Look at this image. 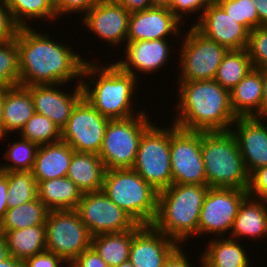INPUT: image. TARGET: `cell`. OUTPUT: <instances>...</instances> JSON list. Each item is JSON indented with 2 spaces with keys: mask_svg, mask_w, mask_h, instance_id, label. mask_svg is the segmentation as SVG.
Here are the masks:
<instances>
[{
  "mask_svg": "<svg viewBox=\"0 0 267 267\" xmlns=\"http://www.w3.org/2000/svg\"><path fill=\"white\" fill-rule=\"evenodd\" d=\"M50 38L49 34H41L31 26L18 29L15 40L19 52L20 86L81 83L86 57L83 59L69 45Z\"/></svg>",
  "mask_w": 267,
  "mask_h": 267,
  "instance_id": "1",
  "label": "cell"
},
{
  "mask_svg": "<svg viewBox=\"0 0 267 267\" xmlns=\"http://www.w3.org/2000/svg\"><path fill=\"white\" fill-rule=\"evenodd\" d=\"M177 84V115L173 116L171 122L181 129L191 131L231 130L237 117L231 106L229 90L214 79Z\"/></svg>",
  "mask_w": 267,
  "mask_h": 267,
  "instance_id": "2",
  "label": "cell"
},
{
  "mask_svg": "<svg viewBox=\"0 0 267 267\" xmlns=\"http://www.w3.org/2000/svg\"><path fill=\"white\" fill-rule=\"evenodd\" d=\"M138 84L135 76L122 71L114 62L106 66L90 60L84 63L81 79L84 97L109 119L128 118L145 111L132 108Z\"/></svg>",
  "mask_w": 267,
  "mask_h": 267,
  "instance_id": "3",
  "label": "cell"
},
{
  "mask_svg": "<svg viewBox=\"0 0 267 267\" xmlns=\"http://www.w3.org/2000/svg\"><path fill=\"white\" fill-rule=\"evenodd\" d=\"M208 190L207 185L172 183L158 192L157 214L151 225L185 246L186 241L198 236L200 211Z\"/></svg>",
  "mask_w": 267,
  "mask_h": 267,
  "instance_id": "4",
  "label": "cell"
},
{
  "mask_svg": "<svg viewBox=\"0 0 267 267\" xmlns=\"http://www.w3.org/2000/svg\"><path fill=\"white\" fill-rule=\"evenodd\" d=\"M201 152L208 187L248 189L249 174L231 130L201 131Z\"/></svg>",
  "mask_w": 267,
  "mask_h": 267,
  "instance_id": "5",
  "label": "cell"
},
{
  "mask_svg": "<svg viewBox=\"0 0 267 267\" xmlns=\"http://www.w3.org/2000/svg\"><path fill=\"white\" fill-rule=\"evenodd\" d=\"M103 192L140 225H151L157 214L158 191L133 169L106 170Z\"/></svg>",
  "mask_w": 267,
  "mask_h": 267,
  "instance_id": "6",
  "label": "cell"
},
{
  "mask_svg": "<svg viewBox=\"0 0 267 267\" xmlns=\"http://www.w3.org/2000/svg\"><path fill=\"white\" fill-rule=\"evenodd\" d=\"M146 110L123 119H110L98 156L106 170L132 169L143 132L152 124Z\"/></svg>",
  "mask_w": 267,
  "mask_h": 267,
  "instance_id": "7",
  "label": "cell"
},
{
  "mask_svg": "<svg viewBox=\"0 0 267 267\" xmlns=\"http://www.w3.org/2000/svg\"><path fill=\"white\" fill-rule=\"evenodd\" d=\"M132 169L158 192L171 186L170 126L154 122L143 132Z\"/></svg>",
  "mask_w": 267,
  "mask_h": 267,
  "instance_id": "8",
  "label": "cell"
},
{
  "mask_svg": "<svg viewBox=\"0 0 267 267\" xmlns=\"http://www.w3.org/2000/svg\"><path fill=\"white\" fill-rule=\"evenodd\" d=\"M189 27V31L182 32H185V36H179L183 43L178 50V82L214 79L221 61L229 50L203 36L192 25Z\"/></svg>",
  "mask_w": 267,
  "mask_h": 267,
  "instance_id": "9",
  "label": "cell"
},
{
  "mask_svg": "<svg viewBox=\"0 0 267 267\" xmlns=\"http://www.w3.org/2000/svg\"><path fill=\"white\" fill-rule=\"evenodd\" d=\"M46 251L59 256L64 262H73L91 247L92 236L77 211H49L45 222Z\"/></svg>",
  "mask_w": 267,
  "mask_h": 267,
  "instance_id": "10",
  "label": "cell"
},
{
  "mask_svg": "<svg viewBox=\"0 0 267 267\" xmlns=\"http://www.w3.org/2000/svg\"><path fill=\"white\" fill-rule=\"evenodd\" d=\"M172 183L207 185L201 132L184 130L170 122Z\"/></svg>",
  "mask_w": 267,
  "mask_h": 267,
  "instance_id": "11",
  "label": "cell"
},
{
  "mask_svg": "<svg viewBox=\"0 0 267 267\" xmlns=\"http://www.w3.org/2000/svg\"><path fill=\"white\" fill-rule=\"evenodd\" d=\"M247 196L244 189L209 187L200 211L198 236L206 237L213 233L214 237L230 235L239 207Z\"/></svg>",
  "mask_w": 267,
  "mask_h": 267,
  "instance_id": "12",
  "label": "cell"
},
{
  "mask_svg": "<svg viewBox=\"0 0 267 267\" xmlns=\"http://www.w3.org/2000/svg\"><path fill=\"white\" fill-rule=\"evenodd\" d=\"M109 120L83 97L61 129V140L75 152L99 154Z\"/></svg>",
  "mask_w": 267,
  "mask_h": 267,
  "instance_id": "13",
  "label": "cell"
},
{
  "mask_svg": "<svg viewBox=\"0 0 267 267\" xmlns=\"http://www.w3.org/2000/svg\"><path fill=\"white\" fill-rule=\"evenodd\" d=\"M91 236L134 229L138 224L118 207L103 190L82 193L75 209Z\"/></svg>",
  "mask_w": 267,
  "mask_h": 267,
  "instance_id": "14",
  "label": "cell"
},
{
  "mask_svg": "<svg viewBox=\"0 0 267 267\" xmlns=\"http://www.w3.org/2000/svg\"><path fill=\"white\" fill-rule=\"evenodd\" d=\"M130 12L115 0H101L81 20L84 27L104 40L109 47L127 43Z\"/></svg>",
  "mask_w": 267,
  "mask_h": 267,
  "instance_id": "15",
  "label": "cell"
},
{
  "mask_svg": "<svg viewBox=\"0 0 267 267\" xmlns=\"http://www.w3.org/2000/svg\"><path fill=\"white\" fill-rule=\"evenodd\" d=\"M192 26L228 50L246 49L250 31L236 22L217 2H211Z\"/></svg>",
  "mask_w": 267,
  "mask_h": 267,
  "instance_id": "16",
  "label": "cell"
},
{
  "mask_svg": "<svg viewBox=\"0 0 267 267\" xmlns=\"http://www.w3.org/2000/svg\"><path fill=\"white\" fill-rule=\"evenodd\" d=\"M67 84L32 85L26 88L31 92L35 113L51 119L62 129L78 102L84 97L81 83L74 84L72 92H63ZM62 88H61V87ZM60 87V89H59Z\"/></svg>",
  "mask_w": 267,
  "mask_h": 267,
  "instance_id": "17",
  "label": "cell"
},
{
  "mask_svg": "<svg viewBox=\"0 0 267 267\" xmlns=\"http://www.w3.org/2000/svg\"><path fill=\"white\" fill-rule=\"evenodd\" d=\"M181 22L169 8L151 7L130 13L127 41L169 39L182 35Z\"/></svg>",
  "mask_w": 267,
  "mask_h": 267,
  "instance_id": "18",
  "label": "cell"
},
{
  "mask_svg": "<svg viewBox=\"0 0 267 267\" xmlns=\"http://www.w3.org/2000/svg\"><path fill=\"white\" fill-rule=\"evenodd\" d=\"M178 246L176 241L152 225L138 224L133 229L129 261L134 267H162Z\"/></svg>",
  "mask_w": 267,
  "mask_h": 267,
  "instance_id": "19",
  "label": "cell"
},
{
  "mask_svg": "<svg viewBox=\"0 0 267 267\" xmlns=\"http://www.w3.org/2000/svg\"><path fill=\"white\" fill-rule=\"evenodd\" d=\"M124 48L125 57L116 60L115 64L137 79L138 72L151 75L166 67L171 56L168 39L127 41Z\"/></svg>",
  "mask_w": 267,
  "mask_h": 267,
  "instance_id": "20",
  "label": "cell"
},
{
  "mask_svg": "<svg viewBox=\"0 0 267 267\" xmlns=\"http://www.w3.org/2000/svg\"><path fill=\"white\" fill-rule=\"evenodd\" d=\"M264 121L265 118L238 117L231 127L249 175L267 165V124Z\"/></svg>",
  "mask_w": 267,
  "mask_h": 267,
  "instance_id": "21",
  "label": "cell"
},
{
  "mask_svg": "<svg viewBox=\"0 0 267 267\" xmlns=\"http://www.w3.org/2000/svg\"><path fill=\"white\" fill-rule=\"evenodd\" d=\"M229 236L239 241L248 237V240L267 238V201L248 195L239 207Z\"/></svg>",
  "mask_w": 267,
  "mask_h": 267,
  "instance_id": "22",
  "label": "cell"
},
{
  "mask_svg": "<svg viewBox=\"0 0 267 267\" xmlns=\"http://www.w3.org/2000/svg\"><path fill=\"white\" fill-rule=\"evenodd\" d=\"M73 148L64 141L39 145L32 174L37 182L67 176Z\"/></svg>",
  "mask_w": 267,
  "mask_h": 267,
  "instance_id": "23",
  "label": "cell"
},
{
  "mask_svg": "<svg viewBox=\"0 0 267 267\" xmlns=\"http://www.w3.org/2000/svg\"><path fill=\"white\" fill-rule=\"evenodd\" d=\"M262 88V70L253 68L230 90L231 106L237 118H261Z\"/></svg>",
  "mask_w": 267,
  "mask_h": 267,
  "instance_id": "24",
  "label": "cell"
},
{
  "mask_svg": "<svg viewBox=\"0 0 267 267\" xmlns=\"http://www.w3.org/2000/svg\"><path fill=\"white\" fill-rule=\"evenodd\" d=\"M239 242L229 236L208 240L198 265L200 267H251L248 253Z\"/></svg>",
  "mask_w": 267,
  "mask_h": 267,
  "instance_id": "25",
  "label": "cell"
},
{
  "mask_svg": "<svg viewBox=\"0 0 267 267\" xmlns=\"http://www.w3.org/2000/svg\"><path fill=\"white\" fill-rule=\"evenodd\" d=\"M106 168L98 154L73 152L67 177L82 193L96 192L103 188Z\"/></svg>",
  "mask_w": 267,
  "mask_h": 267,
  "instance_id": "26",
  "label": "cell"
},
{
  "mask_svg": "<svg viewBox=\"0 0 267 267\" xmlns=\"http://www.w3.org/2000/svg\"><path fill=\"white\" fill-rule=\"evenodd\" d=\"M34 114L31 92L20 85L9 88L4 100L3 136L0 141L6 140V136L15 131L19 133Z\"/></svg>",
  "mask_w": 267,
  "mask_h": 267,
  "instance_id": "27",
  "label": "cell"
},
{
  "mask_svg": "<svg viewBox=\"0 0 267 267\" xmlns=\"http://www.w3.org/2000/svg\"><path fill=\"white\" fill-rule=\"evenodd\" d=\"M37 183L38 198L49 211L77 208L82 192L67 176Z\"/></svg>",
  "mask_w": 267,
  "mask_h": 267,
  "instance_id": "28",
  "label": "cell"
},
{
  "mask_svg": "<svg viewBox=\"0 0 267 267\" xmlns=\"http://www.w3.org/2000/svg\"><path fill=\"white\" fill-rule=\"evenodd\" d=\"M10 256L25 261L27 258L46 251L45 225H36L18 230L5 231Z\"/></svg>",
  "mask_w": 267,
  "mask_h": 267,
  "instance_id": "29",
  "label": "cell"
},
{
  "mask_svg": "<svg viewBox=\"0 0 267 267\" xmlns=\"http://www.w3.org/2000/svg\"><path fill=\"white\" fill-rule=\"evenodd\" d=\"M133 229L117 233H105L93 236L91 247L108 264L116 267L129 260Z\"/></svg>",
  "mask_w": 267,
  "mask_h": 267,
  "instance_id": "30",
  "label": "cell"
},
{
  "mask_svg": "<svg viewBox=\"0 0 267 267\" xmlns=\"http://www.w3.org/2000/svg\"><path fill=\"white\" fill-rule=\"evenodd\" d=\"M48 212L49 210L39 198L7 209L4 218L0 221V234L5 231L45 225Z\"/></svg>",
  "mask_w": 267,
  "mask_h": 267,
  "instance_id": "31",
  "label": "cell"
},
{
  "mask_svg": "<svg viewBox=\"0 0 267 267\" xmlns=\"http://www.w3.org/2000/svg\"><path fill=\"white\" fill-rule=\"evenodd\" d=\"M5 3L19 28L30 27L28 22L33 19L35 21L47 19L50 22L58 20L51 0H5Z\"/></svg>",
  "mask_w": 267,
  "mask_h": 267,
  "instance_id": "32",
  "label": "cell"
},
{
  "mask_svg": "<svg viewBox=\"0 0 267 267\" xmlns=\"http://www.w3.org/2000/svg\"><path fill=\"white\" fill-rule=\"evenodd\" d=\"M252 69L253 65L246 49L229 50L221 61L214 80L230 91Z\"/></svg>",
  "mask_w": 267,
  "mask_h": 267,
  "instance_id": "33",
  "label": "cell"
},
{
  "mask_svg": "<svg viewBox=\"0 0 267 267\" xmlns=\"http://www.w3.org/2000/svg\"><path fill=\"white\" fill-rule=\"evenodd\" d=\"M1 173L8 181V209L38 198V183L31 171Z\"/></svg>",
  "mask_w": 267,
  "mask_h": 267,
  "instance_id": "34",
  "label": "cell"
},
{
  "mask_svg": "<svg viewBox=\"0 0 267 267\" xmlns=\"http://www.w3.org/2000/svg\"><path fill=\"white\" fill-rule=\"evenodd\" d=\"M19 137L18 141L9 143V148L4 151L3 159L9 163L0 164V172L32 171L39 145Z\"/></svg>",
  "mask_w": 267,
  "mask_h": 267,
  "instance_id": "35",
  "label": "cell"
},
{
  "mask_svg": "<svg viewBox=\"0 0 267 267\" xmlns=\"http://www.w3.org/2000/svg\"><path fill=\"white\" fill-rule=\"evenodd\" d=\"M19 135L38 145L61 141V129L51 119L38 113L28 120Z\"/></svg>",
  "mask_w": 267,
  "mask_h": 267,
  "instance_id": "36",
  "label": "cell"
},
{
  "mask_svg": "<svg viewBox=\"0 0 267 267\" xmlns=\"http://www.w3.org/2000/svg\"><path fill=\"white\" fill-rule=\"evenodd\" d=\"M20 67L15 39L0 42V85L12 88L19 85Z\"/></svg>",
  "mask_w": 267,
  "mask_h": 267,
  "instance_id": "37",
  "label": "cell"
},
{
  "mask_svg": "<svg viewBox=\"0 0 267 267\" xmlns=\"http://www.w3.org/2000/svg\"><path fill=\"white\" fill-rule=\"evenodd\" d=\"M217 3L249 31L259 27L258 13L251 0H218Z\"/></svg>",
  "mask_w": 267,
  "mask_h": 267,
  "instance_id": "38",
  "label": "cell"
},
{
  "mask_svg": "<svg viewBox=\"0 0 267 267\" xmlns=\"http://www.w3.org/2000/svg\"><path fill=\"white\" fill-rule=\"evenodd\" d=\"M246 51L254 69H267V26L250 31Z\"/></svg>",
  "mask_w": 267,
  "mask_h": 267,
  "instance_id": "39",
  "label": "cell"
},
{
  "mask_svg": "<svg viewBox=\"0 0 267 267\" xmlns=\"http://www.w3.org/2000/svg\"><path fill=\"white\" fill-rule=\"evenodd\" d=\"M210 3L209 0H171L170 10L181 22L184 23V19H187L185 17L187 15L190 16V14L192 15V13L193 15L198 14V20Z\"/></svg>",
  "mask_w": 267,
  "mask_h": 267,
  "instance_id": "40",
  "label": "cell"
},
{
  "mask_svg": "<svg viewBox=\"0 0 267 267\" xmlns=\"http://www.w3.org/2000/svg\"><path fill=\"white\" fill-rule=\"evenodd\" d=\"M101 0H58L55 4L57 19L68 14L83 13L84 16L93 6Z\"/></svg>",
  "mask_w": 267,
  "mask_h": 267,
  "instance_id": "41",
  "label": "cell"
},
{
  "mask_svg": "<svg viewBox=\"0 0 267 267\" xmlns=\"http://www.w3.org/2000/svg\"><path fill=\"white\" fill-rule=\"evenodd\" d=\"M247 193L255 199L267 201V165L249 175Z\"/></svg>",
  "mask_w": 267,
  "mask_h": 267,
  "instance_id": "42",
  "label": "cell"
},
{
  "mask_svg": "<svg viewBox=\"0 0 267 267\" xmlns=\"http://www.w3.org/2000/svg\"><path fill=\"white\" fill-rule=\"evenodd\" d=\"M18 29L19 27L13 21L5 0H0V42L15 39Z\"/></svg>",
  "mask_w": 267,
  "mask_h": 267,
  "instance_id": "43",
  "label": "cell"
},
{
  "mask_svg": "<svg viewBox=\"0 0 267 267\" xmlns=\"http://www.w3.org/2000/svg\"><path fill=\"white\" fill-rule=\"evenodd\" d=\"M65 263L59 256L48 251L31 256L24 261L25 267H63Z\"/></svg>",
  "mask_w": 267,
  "mask_h": 267,
  "instance_id": "44",
  "label": "cell"
},
{
  "mask_svg": "<svg viewBox=\"0 0 267 267\" xmlns=\"http://www.w3.org/2000/svg\"><path fill=\"white\" fill-rule=\"evenodd\" d=\"M72 263L77 267H109L92 247L82 252Z\"/></svg>",
  "mask_w": 267,
  "mask_h": 267,
  "instance_id": "45",
  "label": "cell"
},
{
  "mask_svg": "<svg viewBox=\"0 0 267 267\" xmlns=\"http://www.w3.org/2000/svg\"><path fill=\"white\" fill-rule=\"evenodd\" d=\"M182 249V245H179L164 261L162 267H193L187 252ZM189 260V261H188ZM195 267V266H194Z\"/></svg>",
  "mask_w": 267,
  "mask_h": 267,
  "instance_id": "46",
  "label": "cell"
},
{
  "mask_svg": "<svg viewBox=\"0 0 267 267\" xmlns=\"http://www.w3.org/2000/svg\"><path fill=\"white\" fill-rule=\"evenodd\" d=\"M130 13L147 10L152 7L151 0H115Z\"/></svg>",
  "mask_w": 267,
  "mask_h": 267,
  "instance_id": "47",
  "label": "cell"
},
{
  "mask_svg": "<svg viewBox=\"0 0 267 267\" xmlns=\"http://www.w3.org/2000/svg\"><path fill=\"white\" fill-rule=\"evenodd\" d=\"M8 181L7 178L0 172V221L4 218L7 211V199H8Z\"/></svg>",
  "mask_w": 267,
  "mask_h": 267,
  "instance_id": "48",
  "label": "cell"
},
{
  "mask_svg": "<svg viewBox=\"0 0 267 267\" xmlns=\"http://www.w3.org/2000/svg\"><path fill=\"white\" fill-rule=\"evenodd\" d=\"M251 1L258 13L259 26H267V0H251Z\"/></svg>",
  "mask_w": 267,
  "mask_h": 267,
  "instance_id": "49",
  "label": "cell"
},
{
  "mask_svg": "<svg viewBox=\"0 0 267 267\" xmlns=\"http://www.w3.org/2000/svg\"><path fill=\"white\" fill-rule=\"evenodd\" d=\"M263 88H262V103H261V118L267 119V69L262 70Z\"/></svg>",
  "mask_w": 267,
  "mask_h": 267,
  "instance_id": "50",
  "label": "cell"
},
{
  "mask_svg": "<svg viewBox=\"0 0 267 267\" xmlns=\"http://www.w3.org/2000/svg\"><path fill=\"white\" fill-rule=\"evenodd\" d=\"M9 88L0 85V137L3 136V108L6 92Z\"/></svg>",
  "mask_w": 267,
  "mask_h": 267,
  "instance_id": "51",
  "label": "cell"
},
{
  "mask_svg": "<svg viewBox=\"0 0 267 267\" xmlns=\"http://www.w3.org/2000/svg\"><path fill=\"white\" fill-rule=\"evenodd\" d=\"M0 267H25L24 261L8 256L5 260L0 262Z\"/></svg>",
  "mask_w": 267,
  "mask_h": 267,
  "instance_id": "52",
  "label": "cell"
},
{
  "mask_svg": "<svg viewBox=\"0 0 267 267\" xmlns=\"http://www.w3.org/2000/svg\"><path fill=\"white\" fill-rule=\"evenodd\" d=\"M9 256L6 240L2 234H0V262L5 260Z\"/></svg>",
  "mask_w": 267,
  "mask_h": 267,
  "instance_id": "53",
  "label": "cell"
},
{
  "mask_svg": "<svg viewBox=\"0 0 267 267\" xmlns=\"http://www.w3.org/2000/svg\"><path fill=\"white\" fill-rule=\"evenodd\" d=\"M152 7H165L169 8L171 6V0H151Z\"/></svg>",
  "mask_w": 267,
  "mask_h": 267,
  "instance_id": "54",
  "label": "cell"
},
{
  "mask_svg": "<svg viewBox=\"0 0 267 267\" xmlns=\"http://www.w3.org/2000/svg\"><path fill=\"white\" fill-rule=\"evenodd\" d=\"M116 267H134V266H133L132 263L128 260V261H126V262L121 263L120 265H118V266H116Z\"/></svg>",
  "mask_w": 267,
  "mask_h": 267,
  "instance_id": "55",
  "label": "cell"
},
{
  "mask_svg": "<svg viewBox=\"0 0 267 267\" xmlns=\"http://www.w3.org/2000/svg\"><path fill=\"white\" fill-rule=\"evenodd\" d=\"M67 264V265H66ZM66 265V266H65ZM64 267H77V266H75L72 262H70V263H65L64 264Z\"/></svg>",
  "mask_w": 267,
  "mask_h": 267,
  "instance_id": "56",
  "label": "cell"
},
{
  "mask_svg": "<svg viewBox=\"0 0 267 267\" xmlns=\"http://www.w3.org/2000/svg\"><path fill=\"white\" fill-rule=\"evenodd\" d=\"M210 2H217L218 0H209Z\"/></svg>",
  "mask_w": 267,
  "mask_h": 267,
  "instance_id": "57",
  "label": "cell"
},
{
  "mask_svg": "<svg viewBox=\"0 0 267 267\" xmlns=\"http://www.w3.org/2000/svg\"><path fill=\"white\" fill-rule=\"evenodd\" d=\"M54 4L58 1V0H51Z\"/></svg>",
  "mask_w": 267,
  "mask_h": 267,
  "instance_id": "58",
  "label": "cell"
}]
</instances>
